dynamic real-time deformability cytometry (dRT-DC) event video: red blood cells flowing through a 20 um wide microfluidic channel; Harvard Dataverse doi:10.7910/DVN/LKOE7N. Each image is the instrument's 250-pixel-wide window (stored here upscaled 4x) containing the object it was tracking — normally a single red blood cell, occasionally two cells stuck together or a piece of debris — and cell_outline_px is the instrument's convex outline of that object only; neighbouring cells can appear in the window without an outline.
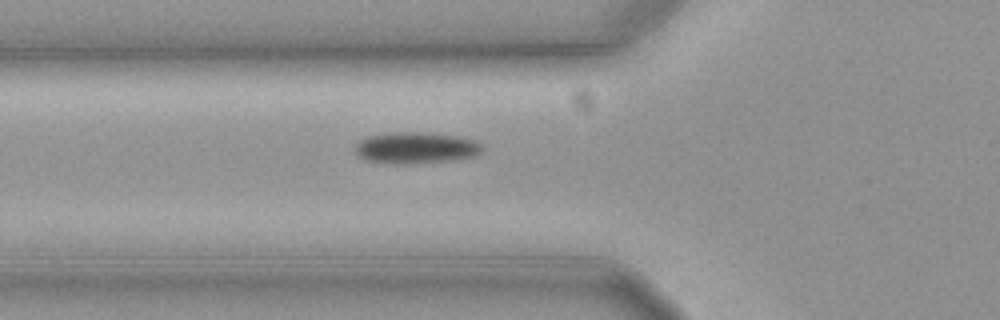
{"species": "common noctule bat (a hibernating species)", "species_latin": "Nyctalus noctula", "temperature_condition": "cold", "stored_images_in_passage": 36, "camera_frame_rate_fps": 3000, "um_per_image_px": 0.085, "animal": {"sex": "female", "body_mass_g": 19.3, "forearm_length_mm": 54.1}, "frame": {"image": 1, "passage_image": 2, "time_ms": 0.333, "image_size_px": [1000, 320], "cell_outline_px": [[480, 152], [476, 156], [448, 160], [400, 164], [396, 164], [364, 160], [356, 152], [356, 144], [360, 140], [368, 136], [392, 132], [424, 132], [456, 136], [472, 140], [480, 144]], "centroid_in_image_um": [35.29, 12.56], "position_along_channel_um": 90.5, "area_um2": 22.83}}
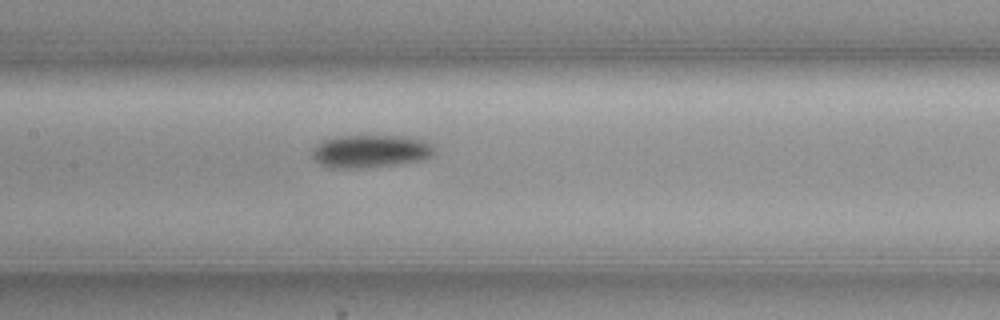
{"frame": {"image": 2, "passage_image": 9, "time_ms": 2.667, "image_size_px": [1000, 320], "cell_outline_px": [[432, 152], [428, 156], [416, 160], [392, 164], [364, 168], [328, 168], [320, 164], [312, 156], [312, 148], [316, 144], [324, 140], [340, 136], [404, 136], [420, 140], [428, 144], [432, 148]], "centroid_in_image_um": [31.34, 12.85], "position_along_channel_um": 176.1, "area_um2": 22.72}}
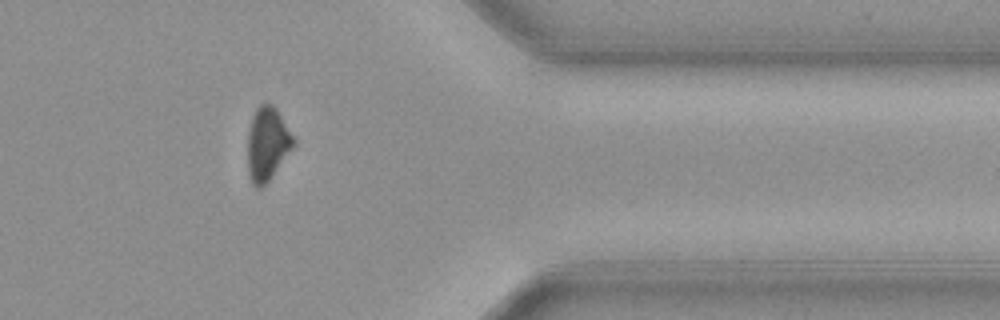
{"frame": {"image": 3, "passage_image": 28, "time_ms": 9.0, "image_size_px": [1000, 320], "cell_outline_px": [[296, 144], [268, 180], [260, 188], [256, 188], [252, 184], [248, 172], [248, 132], [252, 116], [256, 108], [260, 104], [272, 104], [276, 108], [296, 140]], "centroid_in_image_um": [22.72, 12.21], "position_along_channel_um": 388.7, "area_um2": 19.48}}